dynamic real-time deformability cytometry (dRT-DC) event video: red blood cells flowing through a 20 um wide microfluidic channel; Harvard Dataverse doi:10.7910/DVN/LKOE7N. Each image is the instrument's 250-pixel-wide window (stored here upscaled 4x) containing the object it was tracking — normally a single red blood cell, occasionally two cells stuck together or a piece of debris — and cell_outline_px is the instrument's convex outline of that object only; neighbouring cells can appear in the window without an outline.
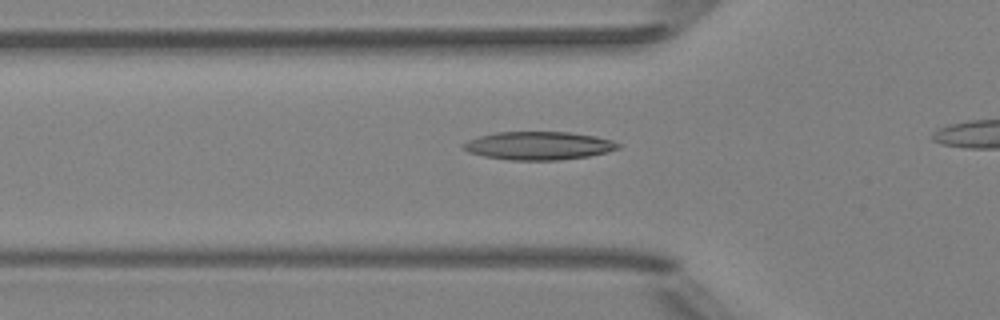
{"species": "Egyptian fruit bat (a non-hibernating species)", "species_latin": "Rousettus aegyptiacus", "temperature_condition": "room temperature", "stored_images_in_passage": 34, "camera_frame_rate_fps": 3000, "um_per_image_px": 0.085, "animal": {"sex": "female"}, "frame": {"image": 1, "passage_image": 9, "time_ms": 2.667, "image_size_px": [1000, 320], "cell_outline_px": [[624, 144], [620, 148], [608, 152], [588, 156], [560, 160], [508, 160], [484, 156], [468, 152], [460, 148], [460, 144], [468, 140], [480, 136], [496, 132], [568, 132], [596, 136], [612, 140]], "centroid_in_image_um": [45.79, 12.38], "position_along_channel_um": 80.0, "area_um2": 25.72}}
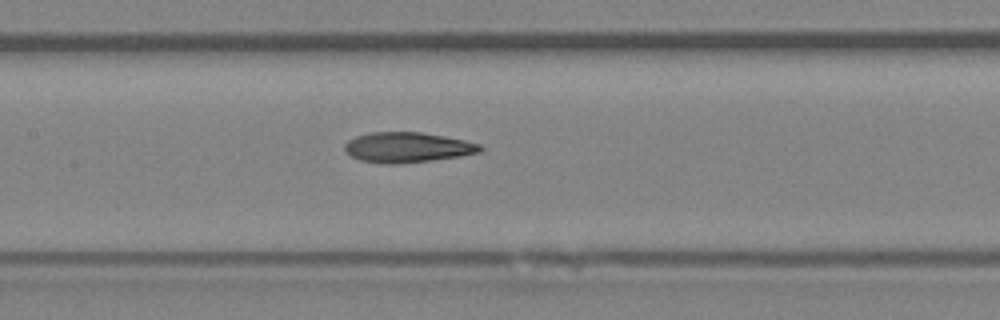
{"frame": {"image": 2, "passage_image": 16, "time_ms": 5.0, "image_size_px": [1000, 320], "cell_outline_px": [[484, 148], [480, 152], [460, 156], [432, 160], [400, 164], [380, 164], [360, 160], [352, 156], [344, 148], [344, 144], [348, 140], [356, 136], [372, 132], [420, 132], [444, 136], [464, 140], [480, 144]], "centroid_in_image_um": [34.63, 12.53], "position_along_channel_um": 172.8, "area_um2": 23.87}}
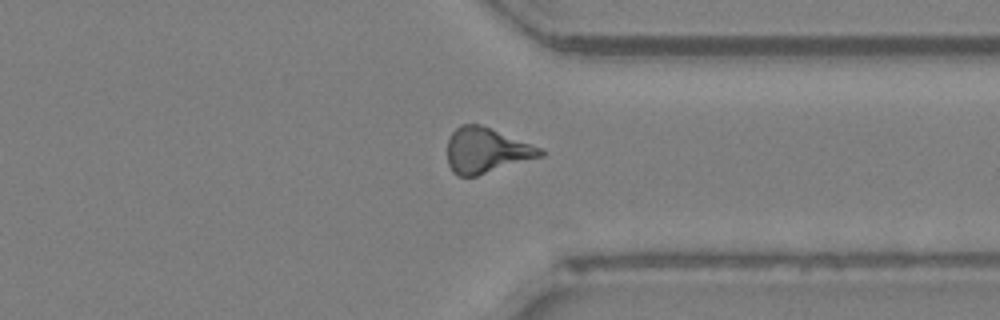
{"frame": {"image": 3, "passage_image": 31, "time_ms": 10.0, "image_size_px": [1000, 320], "cell_outline_px": [[544, 156], [476, 176], [456, 176], [452, 172], [448, 164], [448, 140], [452, 132], [460, 124], [480, 124], [540, 148], [544, 152]], "centroid_in_image_um": [41.3, 12.8], "position_along_channel_um": 370.1, "area_um2": 24.33}}